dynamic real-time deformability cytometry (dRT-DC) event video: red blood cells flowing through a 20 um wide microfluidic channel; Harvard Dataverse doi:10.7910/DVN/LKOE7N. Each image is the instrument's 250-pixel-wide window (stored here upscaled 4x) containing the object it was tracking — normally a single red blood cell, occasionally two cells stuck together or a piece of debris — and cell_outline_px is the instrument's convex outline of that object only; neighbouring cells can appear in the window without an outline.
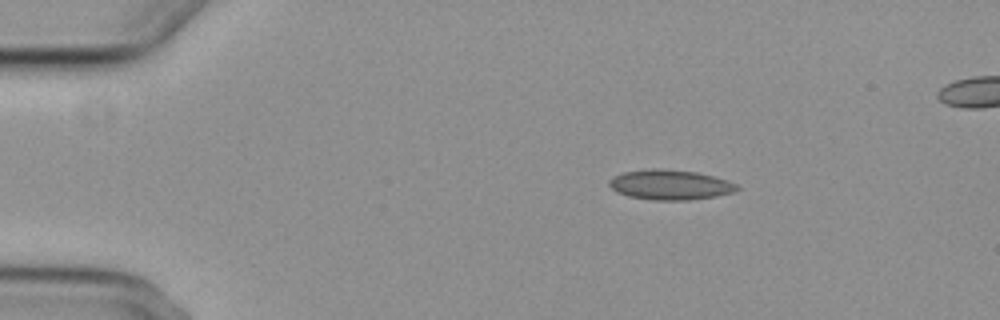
{"species": "common noctule bat (a hibernating species)", "species_latin": "Nyctalus noctula", "temperature_condition": "cold", "stored_images_in_passage": 47, "camera_frame_rate_fps": 3000, "um_per_image_px": 0.085, "animal": {"sex": "female", "body_mass_g": 29.2, "forearm_length_mm": 56.3}, "frame": {"image": 1, "passage_image": 1, "time_ms": 0.0, "image_size_px": [1000, 320], "cell_outline_px": [[740, 188], [732, 192], [716, 196], [692, 200], [652, 200], [628, 196], [616, 192], [608, 184], [608, 180], [612, 176], [624, 172], [652, 168], [660, 168], [696, 172], [712, 176], [736, 184]], "centroid_in_image_um": [56.9, 15.71], "position_along_channel_um": 28.1, "area_um2": 22.31}}
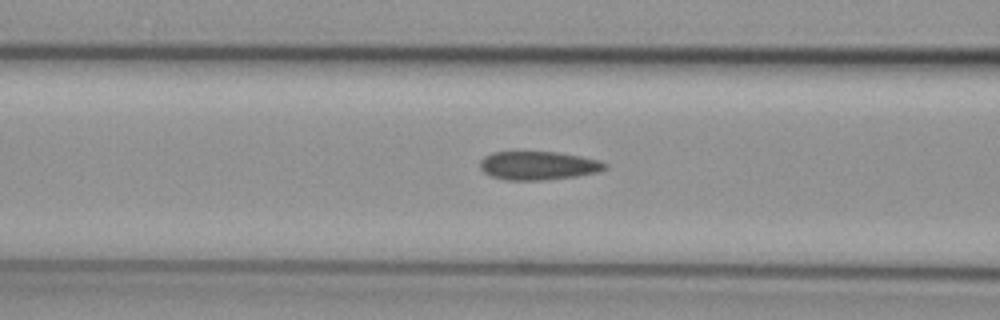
{"frame": {"image": 2, "passage_image": 14, "time_ms": 4.333, "image_size_px": [1000, 320], "cell_outline_px": [[608, 168], [596, 172], [576, 176], [540, 180], [508, 180], [492, 176], [484, 172], [480, 168], [480, 160], [484, 156], [492, 152], [556, 152], [580, 156], [600, 160], [608, 164]], "centroid_in_image_um": [45.76, 14.07], "position_along_channel_um": 120.8, "area_um2": 20.69}}
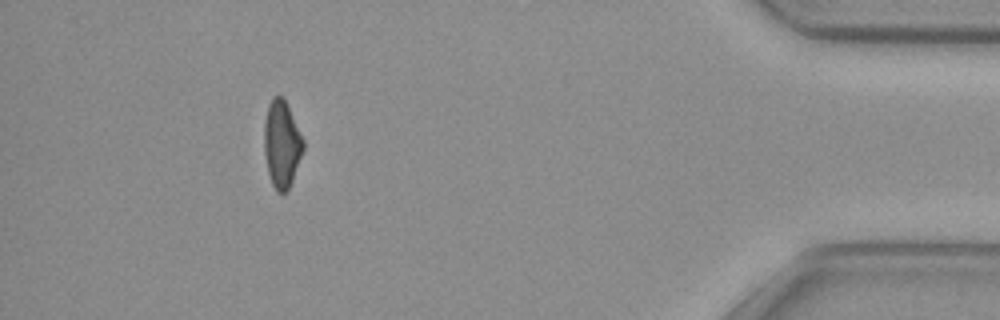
{"frame": {"image": 3, "passage_image": 42, "time_ms": 13.667, "image_size_px": [1000, 320], "cell_outline_px": [[304, 148], [292, 180], [288, 188], [284, 192], [276, 192], [272, 184], [268, 172], [264, 152], [264, 124], [268, 104], [272, 96], [284, 96], [304, 140]], "centroid_in_image_um": [23.94, 12.2], "position_along_channel_um": 411.3, "area_um2": 19.83}}